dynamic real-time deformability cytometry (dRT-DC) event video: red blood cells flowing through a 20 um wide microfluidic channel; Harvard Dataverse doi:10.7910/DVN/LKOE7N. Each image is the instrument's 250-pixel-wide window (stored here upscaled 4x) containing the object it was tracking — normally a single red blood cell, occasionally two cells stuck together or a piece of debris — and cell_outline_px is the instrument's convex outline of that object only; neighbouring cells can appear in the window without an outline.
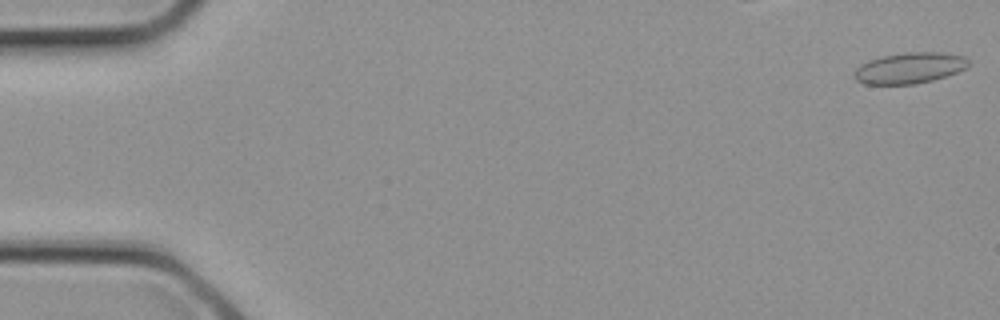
{"species": "common noctule bat (a hibernating species)", "species_latin": "Nyctalus noctula", "temperature_condition": "cold", "stored_images_in_passage": 4, "camera_frame_rate_fps": 3000, "um_per_image_px": 0.085, "animal": {"sex": "female", "body_mass_g": 21.9}, "frame": {"image": 1, "passage_image": 1, "time_ms": 0.0, "image_size_px": [1000, 320], "cell_outline_px": [[972, 64], [956, 72], [932, 80], [916, 84], [864, 84], [856, 80], [852, 76], [852, 72], [860, 64], [868, 60], [880, 56], [908, 52], [944, 52], [964, 56]], "centroid_in_image_um": [77.27, 5.77], "position_along_channel_um": 7.7, "area_um2": 20.81}}